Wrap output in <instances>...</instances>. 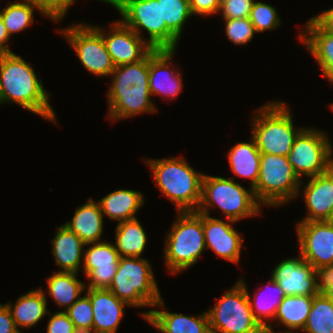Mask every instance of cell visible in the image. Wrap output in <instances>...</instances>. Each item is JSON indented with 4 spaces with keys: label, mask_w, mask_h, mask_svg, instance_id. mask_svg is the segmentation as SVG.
<instances>
[{
    "label": "cell",
    "mask_w": 333,
    "mask_h": 333,
    "mask_svg": "<svg viewBox=\"0 0 333 333\" xmlns=\"http://www.w3.org/2000/svg\"><path fill=\"white\" fill-rule=\"evenodd\" d=\"M313 18L327 31L333 34V8L323 11Z\"/></svg>",
    "instance_id": "obj_44"
},
{
    "label": "cell",
    "mask_w": 333,
    "mask_h": 333,
    "mask_svg": "<svg viewBox=\"0 0 333 333\" xmlns=\"http://www.w3.org/2000/svg\"><path fill=\"white\" fill-rule=\"evenodd\" d=\"M48 312L47 315H50L48 320L47 331L46 333H73L74 324L69 319L65 311H58L56 313Z\"/></svg>",
    "instance_id": "obj_41"
},
{
    "label": "cell",
    "mask_w": 333,
    "mask_h": 333,
    "mask_svg": "<svg viewBox=\"0 0 333 333\" xmlns=\"http://www.w3.org/2000/svg\"><path fill=\"white\" fill-rule=\"evenodd\" d=\"M329 107H330V110H332V111H333V103H332V104H330V105H329Z\"/></svg>",
    "instance_id": "obj_51"
},
{
    "label": "cell",
    "mask_w": 333,
    "mask_h": 333,
    "mask_svg": "<svg viewBox=\"0 0 333 333\" xmlns=\"http://www.w3.org/2000/svg\"><path fill=\"white\" fill-rule=\"evenodd\" d=\"M305 333H333V303L323 294L313 295V304L306 325Z\"/></svg>",
    "instance_id": "obj_33"
},
{
    "label": "cell",
    "mask_w": 333,
    "mask_h": 333,
    "mask_svg": "<svg viewBox=\"0 0 333 333\" xmlns=\"http://www.w3.org/2000/svg\"><path fill=\"white\" fill-rule=\"evenodd\" d=\"M83 256V271L90 281L86 288L107 289L117 272L119 253L111 242L87 243Z\"/></svg>",
    "instance_id": "obj_15"
},
{
    "label": "cell",
    "mask_w": 333,
    "mask_h": 333,
    "mask_svg": "<svg viewBox=\"0 0 333 333\" xmlns=\"http://www.w3.org/2000/svg\"><path fill=\"white\" fill-rule=\"evenodd\" d=\"M327 137L324 131L310 126L296 137L287 159L300 179L326 173L333 167V147Z\"/></svg>",
    "instance_id": "obj_11"
},
{
    "label": "cell",
    "mask_w": 333,
    "mask_h": 333,
    "mask_svg": "<svg viewBox=\"0 0 333 333\" xmlns=\"http://www.w3.org/2000/svg\"><path fill=\"white\" fill-rule=\"evenodd\" d=\"M317 290L333 303V264L316 269Z\"/></svg>",
    "instance_id": "obj_40"
},
{
    "label": "cell",
    "mask_w": 333,
    "mask_h": 333,
    "mask_svg": "<svg viewBox=\"0 0 333 333\" xmlns=\"http://www.w3.org/2000/svg\"><path fill=\"white\" fill-rule=\"evenodd\" d=\"M47 303L45 291L40 287L21 295L15 304H11V302L6 304L19 330V327L30 329L34 325H38V322L49 312Z\"/></svg>",
    "instance_id": "obj_25"
},
{
    "label": "cell",
    "mask_w": 333,
    "mask_h": 333,
    "mask_svg": "<svg viewBox=\"0 0 333 333\" xmlns=\"http://www.w3.org/2000/svg\"><path fill=\"white\" fill-rule=\"evenodd\" d=\"M239 281L245 286V290L247 292V296L254 317L259 321V323L264 328H266L269 325L268 322H266V320L272 321L274 319L279 304L282 301V299L285 297L281 287L277 282H275L272 278H270L269 281L266 283L269 285L267 287L269 288L270 291L263 288L264 289L263 291L259 290L258 293H254L253 297H251L247 285L245 284V281L243 279L242 280L239 279ZM261 291L262 292L266 291V292L260 293Z\"/></svg>",
    "instance_id": "obj_31"
},
{
    "label": "cell",
    "mask_w": 333,
    "mask_h": 333,
    "mask_svg": "<svg viewBox=\"0 0 333 333\" xmlns=\"http://www.w3.org/2000/svg\"><path fill=\"white\" fill-rule=\"evenodd\" d=\"M235 221L214 218L203 214V230L206 249L232 263L240 261L243 238L232 224Z\"/></svg>",
    "instance_id": "obj_18"
},
{
    "label": "cell",
    "mask_w": 333,
    "mask_h": 333,
    "mask_svg": "<svg viewBox=\"0 0 333 333\" xmlns=\"http://www.w3.org/2000/svg\"><path fill=\"white\" fill-rule=\"evenodd\" d=\"M160 192L177 212L197 211L201 203L204 174L192 168L183 157L145 159Z\"/></svg>",
    "instance_id": "obj_3"
},
{
    "label": "cell",
    "mask_w": 333,
    "mask_h": 333,
    "mask_svg": "<svg viewBox=\"0 0 333 333\" xmlns=\"http://www.w3.org/2000/svg\"><path fill=\"white\" fill-rule=\"evenodd\" d=\"M39 11L31 0L10 2L1 9L0 16L10 38L14 33H19L34 24V11Z\"/></svg>",
    "instance_id": "obj_32"
},
{
    "label": "cell",
    "mask_w": 333,
    "mask_h": 333,
    "mask_svg": "<svg viewBox=\"0 0 333 333\" xmlns=\"http://www.w3.org/2000/svg\"><path fill=\"white\" fill-rule=\"evenodd\" d=\"M306 184L303 191L300 185L298 195L302 194L307 216L297 222L327 220L333 207V167L326 173L309 177Z\"/></svg>",
    "instance_id": "obj_19"
},
{
    "label": "cell",
    "mask_w": 333,
    "mask_h": 333,
    "mask_svg": "<svg viewBox=\"0 0 333 333\" xmlns=\"http://www.w3.org/2000/svg\"><path fill=\"white\" fill-rule=\"evenodd\" d=\"M107 92L108 118L113 121L157 113L149 90V53L140 61L116 66Z\"/></svg>",
    "instance_id": "obj_2"
},
{
    "label": "cell",
    "mask_w": 333,
    "mask_h": 333,
    "mask_svg": "<svg viewBox=\"0 0 333 333\" xmlns=\"http://www.w3.org/2000/svg\"><path fill=\"white\" fill-rule=\"evenodd\" d=\"M103 215L111 220L126 221L137 218L135 214L144 205L142 192L118 189L98 200Z\"/></svg>",
    "instance_id": "obj_26"
},
{
    "label": "cell",
    "mask_w": 333,
    "mask_h": 333,
    "mask_svg": "<svg viewBox=\"0 0 333 333\" xmlns=\"http://www.w3.org/2000/svg\"><path fill=\"white\" fill-rule=\"evenodd\" d=\"M109 289L129 307H164L160 290L149 260L142 257H120L117 272Z\"/></svg>",
    "instance_id": "obj_4"
},
{
    "label": "cell",
    "mask_w": 333,
    "mask_h": 333,
    "mask_svg": "<svg viewBox=\"0 0 333 333\" xmlns=\"http://www.w3.org/2000/svg\"><path fill=\"white\" fill-rule=\"evenodd\" d=\"M301 182L287 156L261 153L259 178L253 188L260 205L279 207L287 204L299 197Z\"/></svg>",
    "instance_id": "obj_8"
},
{
    "label": "cell",
    "mask_w": 333,
    "mask_h": 333,
    "mask_svg": "<svg viewBox=\"0 0 333 333\" xmlns=\"http://www.w3.org/2000/svg\"><path fill=\"white\" fill-rule=\"evenodd\" d=\"M249 19L257 33L274 30L281 24L279 14L273 6L258 1H254Z\"/></svg>",
    "instance_id": "obj_35"
},
{
    "label": "cell",
    "mask_w": 333,
    "mask_h": 333,
    "mask_svg": "<svg viewBox=\"0 0 333 333\" xmlns=\"http://www.w3.org/2000/svg\"><path fill=\"white\" fill-rule=\"evenodd\" d=\"M62 29H59L60 34L70 43V48L76 52L85 70L98 77H110L115 66L103 36L93 25L77 22Z\"/></svg>",
    "instance_id": "obj_12"
},
{
    "label": "cell",
    "mask_w": 333,
    "mask_h": 333,
    "mask_svg": "<svg viewBox=\"0 0 333 333\" xmlns=\"http://www.w3.org/2000/svg\"><path fill=\"white\" fill-rule=\"evenodd\" d=\"M273 323L271 322V325L269 324L266 328H265V330H266V333H276L275 331H274V329H273Z\"/></svg>",
    "instance_id": "obj_47"
},
{
    "label": "cell",
    "mask_w": 333,
    "mask_h": 333,
    "mask_svg": "<svg viewBox=\"0 0 333 333\" xmlns=\"http://www.w3.org/2000/svg\"><path fill=\"white\" fill-rule=\"evenodd\" d=\"M304 33L298 36L315 58L327 81L333 84V34L327 32L313 17L305 22Z\"/></svg>",
    "instance_id": "obj_21"
},
{
    "label": "cell",
    "mask_w": 333,
    "mask_h": 333,
    "mask_svg": "<svg viewBox=\"0 0 333 333\" xmlns=\"http://www.w3.org/2000/svg\"><path fill=\"white\" fill-rule=\"evenodd\" d=\"M313 304V295L285 296L279 304L274 319L288 330L280 333H292L303 330ZM293 330V331H292Z\"/></svg>",
    "instance_id": "obj_28"
},
{
    "label": "cell",
    "mask_w": 333,
    "mask_h": 333,
    "mask_svg": "<svg viewBox=\"0 0 333 333\" xmlns=\"http://www.w3.org/2000/svg\"><path fill=\"white\" fill-rule=\"evenodd\" d=\"M168 309H152L140 315L161 333H210L207 311L198 316H186Z\"/></svg>",
    "instance_id": "obj_22"
},
{
    "label": "cell",
    "mask_w": 333,
    "mask_h": 333,
    "mask_svg": "<svg viewBox=\"0 0 333 333\" xmlns=\"http://www.w3.org/2000/svg\"><path fill=\"white\" fill-rule=\"evenodd\" d=\"M73 333H97L94 328L91 327H75Z\"/></svg>",
    "instance_id": "obj_46"
},
{
    "label": "cell",
    "mask_w": 333,
    "mask_h": 333,
    "mask_svg": "<svg viewBox=\"0 0 333 333\" xmlns=\"http://www.w3.org/2000/svg\"><path fill=\"white\" fill-rule=\"evenodd\" d=\"M255 0H228L220 7L219 14L224 19H237L249 17Z\"/></svg>",
    "instance_id": "obj_39"
},
{
    "label": "cell",
    "mask_w": 333,
    "mask_h": 333,
    "mask_svg": "<svg viewBox=\"0 0 333 333\" xmlns=\"http://www.w3.org/2000/svg\"><path fill=\"white\" fill-rule=\"evenodd\" d=\"M9 40H10V36L7 33L6 27L0 16V52L1 53H11L12 52V50H10V47L8 44Z\"/></svg>",
    "instance_id": "obj_45"
},
{
    "label": "cell",
    "mask_w": 333,
    "mask_h": 333,
    "mask_svg": "<svg viewBox=\"0 0 333 333\" xmlns=\"http://www.w3.org/2000/svg\"><path fill=\"white\" fill-rule=\"evenodd\" d=\"M290 107L283 101H270L259 107L252 119V137L260 153L288 156L298 134Z\"/></svg>",
    "instance_id": "obj_5"
},
{
    "label": "cell",
    "mask_w": 333,
    "mask_h": 333,
    "mask_svg": "<svg viewBox=\"0 0 333 333\" xmlns=\"http://www.w3.org/2000/svg\"><path fill=\"white\" fill-rule=\"evenodd\" d=\"M162 22L180 40L187 20L192 17L189 0H161Z\"/></svg>",
    "instance_id": "obj_34"
},
{
    "label": "cell",
    "mask_w": 333,
    "mask_h": 333,
    "mask_svg": "<svg viewBox=\"0 0 333 333\" xmlns=\"http://www.w3.org/2000/svg\"><path fill=\"white\" fill-rule=\"evenodd\" d=\"M74 327H91L93 328V310L90 298L87 294L80 297L65 311Z\"/></svg>",
    "instance_id": "obj_37"
},
{
    "label": "cell",
    "mask_w": 333,
    "mask_h": 333,
    "mask_svg": "<svg viewBox=\"0 0 333 333\" xmlns=\"http://www.w3.org/2000/svg\"><path fill=\"white\" fill-rule=\"evenodd\" d=\"M100 1H104L106 3H109V5H110L114 0H100Z\"/></svg>",
    "instance_id": "obj_50"
},
{
    "label": "cell",
    "mask_w": 333,
    "mask_h": 333,
    "mask_svg": "<svg viewBox=\"0 0 333 333\" xmlns=\"http://www.w3.org/2000/svg\"><path fill=\"white\" fill-rule=\"evenodd\" d=\"M271 278L279 284L285 296L318 294L316 269L300 254L276 265Z\"/></svg>",
    "instance_id": "obj_16"
},
{
    "label": "cell",
    "mask_w": 333,
    "mask_h": 333,
    "mask_svg": "<svg viewBox=\"0 0 333 333\" xmlns=\"http://www.w3.org/2000/svg\"><path fill=\"white\" fill-rule=\"evenodd\" d=\"M110 5L119 12L121 21L152 49H177L179 39L162 22L161 0H114ZM142 29L148 33V40Z\"/></svg>",
    "instance_id": "obj_9"
},
{
    "label": "cell",
    "mask_w": 333,
    "mask_h": 333,
    "mask_svg": "<svg viewBox=\"0 0 333 333\" xmlns=\"http://www.w3.org/2000/svg\"><path fill=\"white\" fill-rule=\"evenodd\" d=\"M224 293L207 310L210 333H266L254 317L245 286L239 280Z\"/></svg>",
    "instance_id": "obj_10"
},
{
    "label": "cell",
    "mask_w": 333,
    "mask_h": 333,
    "mask_svg": "<svg viewBox=\"0 0 333 333\" xmlns=\"http://www.w3.org/2000/svg\"><path fill=\"white\" fill-rule=\"evenodd\" d=\"M175 49H152L149 52V90L151 96L175 100L184 87L182 73L171 64Z\"/></svg>",
    "instance_id": "obj_17"
},
{
    "label": "cell",
    "mask_w": 333,
    "mask_h": 333,
    "mask_svg": "<svg viewBox=\"0 0 333 333\" xmlns=\"http://www.w3.org/2000/svg\"><path fill=\"white\" fill-rule=\"evenodd\" d=\"M295 225L302 258L315 269L333 264V225L326 220Z\"/></svg>",
    "instance_id": "obj_13"
},
{
    "label": "cell",
    "mask_w": 333,
    "mask_h": 333,
    "mask_svg": "<svg viewBox=\"0 0 333 333\" xmlns=\"http://www.w3.org/2000/svg\"><path fill=\"white\" fill-rule=\"evenodd\" d=\"M219 7H221L223 4H225L226 2H228V0H217Z\"/></svg>",
    "instance_id": "obj_49"
},
{
    "label": "cell",
    "mask_w": 333,
    "mask_h": 333,
    "mask_svg": "<svg viewBox=\"0 0 333 333\" xmlns=\"http://www.w3.org/2000/svg\"><path fill=\"white\" fill-rule=\"evenodd\" d=\"M75 272L57 271L47 277L48 295L52 297L57 306L66 311L82 295L86 284L77 278Z\"/></svg>",
    "instance_id": "obj_29"
},
{
    "label": "cell",
    "mask_w": 333,
    "mask_h": 333,
    "mask_svg": "<svg viewBox=\"0 0 333 333\" xmlns=\"http://www.w3.org/2000/svg\"><path fill=\"white\" fill-rule=\"evenodd\" d=\"M227 155L231 171L238 177L249 179V187L253 189L259 178L261 156L254 138L251 136L249 142L235 144Z\"/></svg>",
    "instance_id": "obj_27"
},
{
    "label": "cell",
    "mask_w": 333,
    "mask_h": 333,
    "mask_svg": "<svg viewBox=\"0 0 333 333\" xmlns=\"http://www.w3.org/2000/svg\"><path fill=\"white\" fill-rule=\"evenodd\" d=\"M217 206L224 213V220L239 221L261 215V205L252 188L246 189L232 177L225 178L204 174L201 203L197 212L210 216L211 207ZM210 208V209H209Z\"/></svg>",
    "instance_id": "obj_7"
},
{
    "label": "cell",
    "mask_w": 333,
    "mask_h": 333,
    "mask_svg": "<svg viewBox=\"0 0 333 333\" xmlns=\"http://www.w3.org/2000/svg\"><path fill=\"white\" fill-rule=\"evenodd\" d=\"M326 221L330 222L333 225V207H332L330 216H329V218Z\"/></svg>",
    "instance_id": "obj_48"
},
{
    "label": "cell",
    "mask_w": 333,
    "mask_h": 333,
    "mask_svg": "<svg viewBox=\"0 0 333 333\" xmlns=\"http://www.w3.org/2000/svg\"><path fill=\"white\" fill-rule=\"evenodd\" d=\"M103 217L99 203L92 198H88L85 204L76 209L71 221H67L63 225L74 232L86 244L100 242L104 231Z\"/></svg>",
    "instance_id": "obj_24"
},
{
    "label": "cell",
    "mask_w": 333,
    "mask_h": 333,
    "mask_svg": "<svg viewBox=\"0 0 333 333\" xmlns=\"http://www.w3.org/2000/svg\"><path fill=\"white\" fill-rule=\"evenodd\" d=\"M0 333H23L17 329L7 304H0Z\"/></svg>",
    "instance_id": "obj_43"
},
{
    "label": "cell",
    "mask_w": 333,
    "mask_h": 333,
    "mask_svg": "<svg viewBox=\"0 0 333 333\" xmlns=\"http://www.w3.org/2000/svg\"><path fill=\"white\" fill-rule=\"evenodd\" d=\"M54 236L51 250L59 271L79 273L86 243L65 225L58 226Z\"/></svg>",
    "instance_id": "obj_23"
},
{
    "label": "cell",
    "mask_w": 333,
    "mask_h": 333,
    "mask_svg": "<svg viewBox=\"0 0 333 333\" xmlns=\"http://www.w3.org/2000/svg\"><path fill=\"white\" fill-rule=\"evenodd\" d=\"M39 12L50 20L60 22L67 14L69 7L76 0H31Z\"/></svg>",
    "instance_id": "obj_38"
},
{
    "label": "cell",
    "mask_w": 333,
    "mask_h": 333,
    "mask_svg": "<svg viewBox=\"0 0 333 333\" xmlns=\"http://www.w3.org/2000/svg\"><path fill=\"white\" fill-rule=\"evenodd\" d=\"M93 317V328L97 333H116L124 315L126 302L118 299L109 289L87 288Z\"/></svg>",
    "instance_id": "obj_20"
},
{
    "label": "cell",
    "mask_w": 333,
    "mask_h": 333,
    "mask_svg": "<svg viewBox=\"0 0 333 333\" xmlns=\"http://www.w3.org/2000/svg\"><path fill=\"white\" fill-rule=\"evenodd\" d=\"M192 15L211 16L219 13L220 7L217 0H189Z\"/></svg>",
    "instance_id": "obj_42"
},
{
    "label": "cell",
    "mask_w": 333,
    "mask_h": 333,
    "mask_svg": "<svg viewBox=\"0 0 333 333\" xmlns=\"http://www.w3.org/2000/svg\"><path fill=\"white\" fill-rule=\"evenodd\" d=\"M111 29L93 26L105 41L114 66L135 63L142 60L152 48L121 20L111 23Z\"/></svg>",
    "instance_id": "obj_14"
},
{
    "label": "cell",
    "mask_w": 333,
    "mask_h": 333,
    "mask_svg": "<svg viewBox=\"0 0 333 333\" xmlns=\"http://www.w3.org/2000/svg\"><path fill=\"white\" fill-rule=\"evenodd\" d=\"M34 68L14 52L2 53L0 58V105L15 102L22 108L57 123V118Z\"/></svg>",
    "instance_id": "obj_1"
},
{
    "label": "cell",
    "mask_w": 333,
    "mask_h": 333,
    "mask_svg": "<svg viewBox=\"0 0 333 333\" xmlns=\"http://www.w3.org/2000/svg\"><path fill=\"white\" fill-rule=\"evenodd\" d=\"M164 249L165 266L172 274L195 265L206 249L203 213L177 212V218L167 232Z\"/></svg>",
    "instance_id": "obj_6"
},
{
    "label": "cell",
    "mask_w": 333,
    "mask_h": 333,
    "mask_svg": "<svg viewBox=\"0 0 333 333\" xmlns=\"http://www.w3.org/2000/svg\"><path fill=\"white\" fill-rule=\"evenodd\" d=\"M227 38L236 45H244L257 33L249 17L224 19Z\"/></svg>",
    "instance_id": "obj_36"
},
{
    "label": "cell",
    "mask_w": 333,
    "mask_h": 333,
    "mask_svg": "<svg viewBox=\"0 0 333 333\" xmlns=\"http://www.w3.org/2000/svg\"><path fill=\"white\" fill-rule=\"evenodd\" d=\"M114 246L120 257H141L147 245V234L137 218L118 222Z\"/></svg>",
    "instance_id": "obj_30"
}]
</instances>
